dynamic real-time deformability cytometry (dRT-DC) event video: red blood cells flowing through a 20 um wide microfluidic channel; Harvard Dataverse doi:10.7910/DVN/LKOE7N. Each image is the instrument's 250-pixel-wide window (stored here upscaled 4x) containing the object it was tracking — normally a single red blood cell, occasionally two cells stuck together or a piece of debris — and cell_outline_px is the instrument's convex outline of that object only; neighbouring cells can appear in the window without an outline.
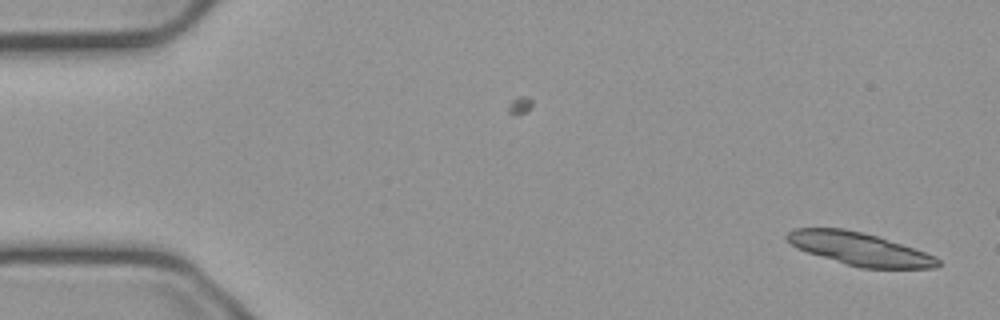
{"species": "common noctule bat (a hibernating species)", "species_latin": "Nyctalus noctula", "temperature_condition": "cold", "stored_images_in_passage": 7, "camera_frame_rate_fps": 3000, "um_per_image_px": 0.085, "animal": {"sex": "male", "body_mass_g": 23.1, "forearm_length_mm": 52.7}, "frame": {"image": 1, "passage_image": 1, "time_ms": 0.0, "image_size_px": [1000, 320], "cell_outline_px": [[940, 264], [936, 268], [860, 268], [808, 252], [796, 248], [784, 236], [788, 232], [796, 228], [844, 228], [876, 236], [936, 256], [940, 260]], "centroid_in_image_um": [73.06, 21.16], "position_along_channel_um": 11.9, "area_um2": 28.32}}